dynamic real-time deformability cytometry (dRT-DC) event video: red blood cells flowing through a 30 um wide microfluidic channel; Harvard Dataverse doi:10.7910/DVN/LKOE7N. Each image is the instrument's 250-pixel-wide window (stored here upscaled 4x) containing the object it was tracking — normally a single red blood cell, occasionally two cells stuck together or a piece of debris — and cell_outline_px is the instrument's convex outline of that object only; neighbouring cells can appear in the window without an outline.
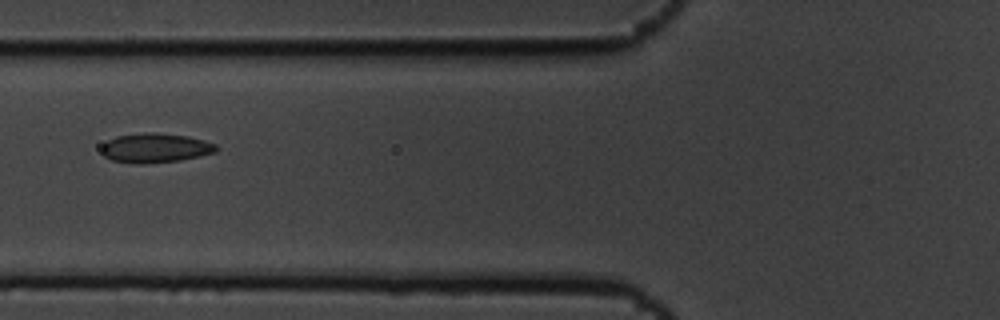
{"species": "common noctule bat (a hibernating species)", "species_latin": "Nyctalus noctula", "temperature_condition": "cold", "stored_images_in_passage": 10, "camera_frame_rate_fps": 3000, "um_per_image_px": 0.085, "animal": {"sex": "male", "body_mass_g": 19.5, "forearm_length_mm": 54.6}, "frame": {"image": 1, "passage_image": 7, "time_ms": 2.0, "image_size_px": [1000, 320], "cell_outline_px": [[216, 152], [200, 156], [180, 160], [144, 164], [136, 164], [112, 160], [104, 156], [100, 152], [100, 148], [108, 140], [116, 136], [144, 132], [156, 132], [188, 136], [204, 140], [216, 144]], "centroid_in_image_um": [13.17, 12.57], "position_along_channel_um": 112.6, "area_um2": 19.83}}
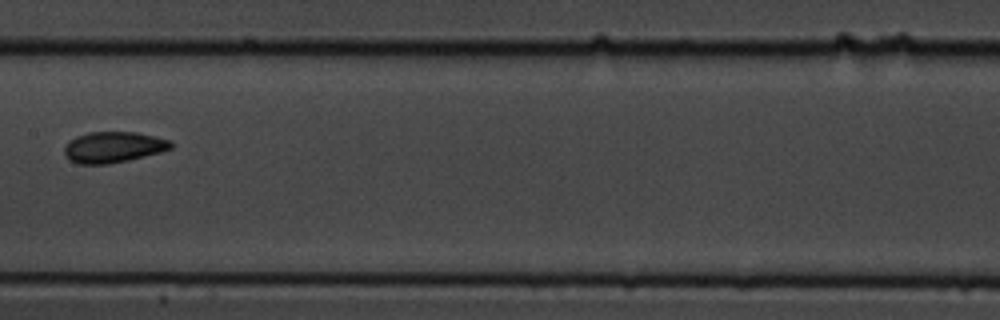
{"frame": {"image": 2, "passage_image": 9, "time_ms": 2.667, "image_size_px": [1000, 320], "cell_outline_px": [[172, 148], [160, 152], [128, 160], [108, 164], [80, 164], [68, 160], [64, 156], [64, 148], [68, 140], [76, 136], [88, 132], [136, 132], [172, 140]], "centroid_in_image_um": [9.6, 12.5], "position_along_channel_um": 197.8, "area_um2": 19.36}}
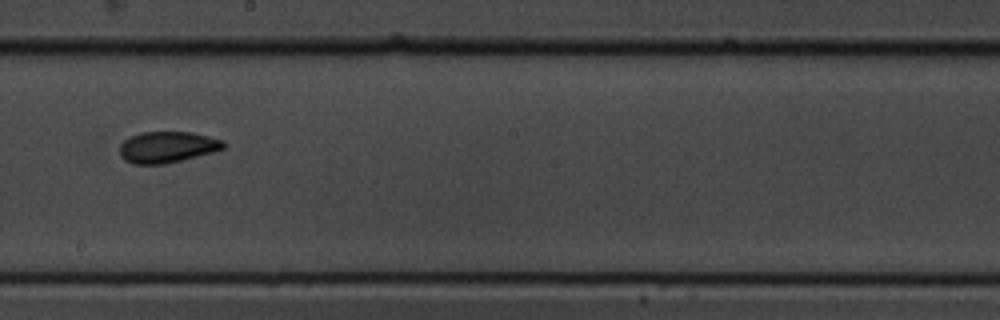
{"frame": {"image": 3, "passage_image": 10, "time_ms": 3.0, "image_size_px": [1000, 320], "cell_outline_px": [[228, 144], [224, 148], [212, 152], [164, 164], [132, 164], [124, 160], [120, 156], [120, 144], [128, 136], [140, 132], [192, 132], [224, 140]], "centroid_in_image_um": [14.2, 12.49], "position_along_channel_um": 234.0, "area_um2": 19.02}}